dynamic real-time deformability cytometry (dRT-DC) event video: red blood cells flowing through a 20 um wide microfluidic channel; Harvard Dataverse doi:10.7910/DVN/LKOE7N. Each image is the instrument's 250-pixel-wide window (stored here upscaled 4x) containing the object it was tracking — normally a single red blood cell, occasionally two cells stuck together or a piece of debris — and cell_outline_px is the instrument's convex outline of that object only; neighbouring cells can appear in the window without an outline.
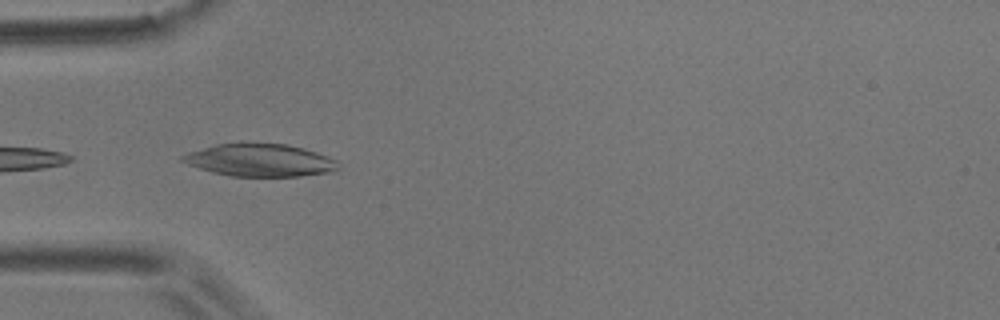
{"species": "common noctule bat (a hibernating species)", "species_latin": "Nyctalus noctula", "temperature_condition": "room temperature", "stored_images_in_passage": 8, "camera_frame_rate_fps": 3000, "um_per_image_px": 0.085, "animal": {"sex": "male", "body_mass_g": 17.9}, "frame": {"image": 1, "passage_image": 3, "time_ms": 2.333, "image_size_px": [1000, 320], "cell_outline_px": [[340, 168], [336, 172], [300, 176], [232, 176], [212, 172], [188, 164], [180, 160], [180, 156], [188, 152], [216, 144], [240, 140], [288, 144], [304, 148], [328, 156], [336, 160]], "centroid_in_image_um": [22.11, 13.58], "position_along_channel_um": 62.9, "area_um2": 30.46}}
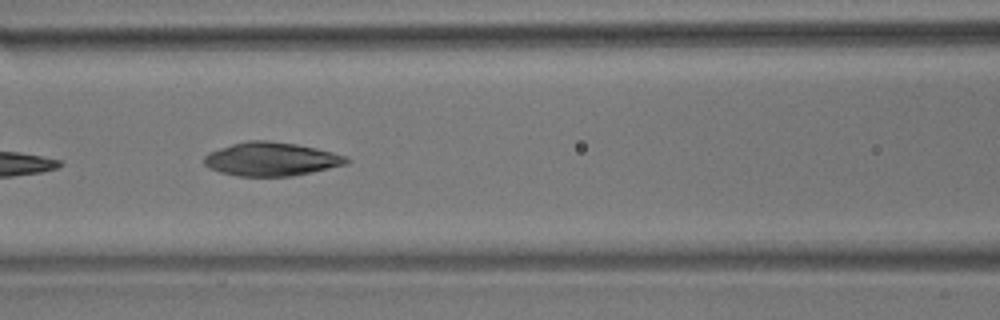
{"frame": {"image": 2, "passage_image": 5, "time_ms": 4.667, "image_size_px": [1000, 320], "cell_outline_px": [[352, 160], [348, 164], [312, 172], [292, 176], [236, 176], [220, 172], [208, 168], [204, 164], [204, 156], [208, 152], [232, 144], [248, 140], [268, 140], [296, 144], [316, 148], [332, 152], [344, 156]], "centroid_in_image_um": [23.05, 13.53], "position_along_channel_um": 143.6, "area_um2": 27.98}}
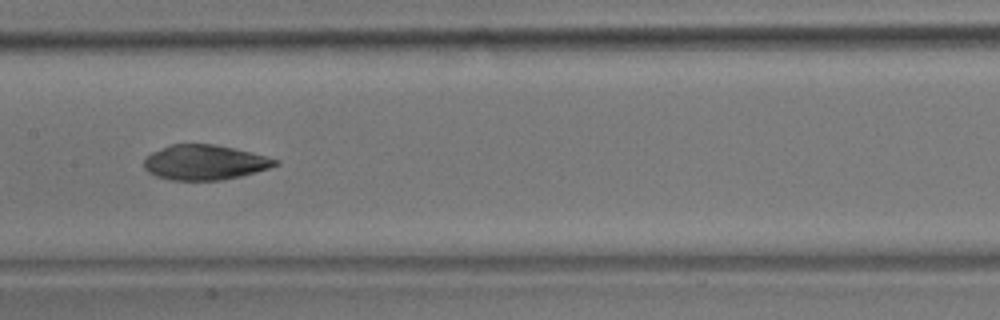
{"frame": {"image": 3, "passage_image": 6, "time_ms": 6.0, "image_size_px": [1000, 320], "cell_outline_px": [[280, 164], [256, 172], [240, 176], [220, 180], [172, 180], [156, 176], [148, 172], [144, 168], [144, 160], [152, 152], [172, 144], [212, 144], [232, 148], [280, 160]], "centroid_in_image_um": [17.39, 13.81], "position_along_channel_um": 190.0, "area_um2": 26.41}}